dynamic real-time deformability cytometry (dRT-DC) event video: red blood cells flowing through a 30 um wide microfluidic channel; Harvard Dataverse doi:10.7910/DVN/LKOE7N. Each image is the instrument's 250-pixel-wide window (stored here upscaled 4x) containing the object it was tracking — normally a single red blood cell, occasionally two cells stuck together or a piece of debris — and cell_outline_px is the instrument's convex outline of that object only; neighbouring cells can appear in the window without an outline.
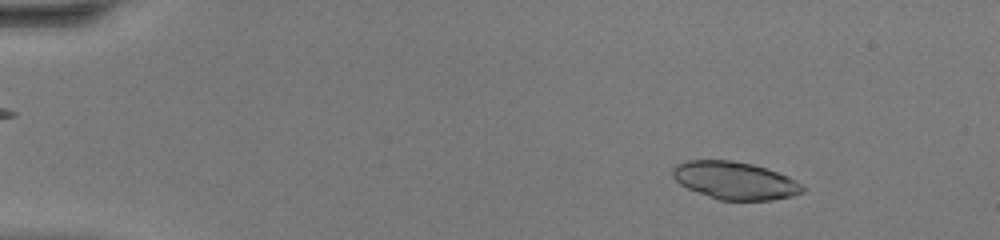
{"species": "common noctule bat (a hibernating species)", "species_latin": "Nyctalus noctula", "temperature_condition": "warm", "stored_images_in_passage": 45, "camera_frame_rate_fps": 3000, "um_per_image_px": 0.085, "animal": {"sex": "female", "body_mass_g": 20.0, "forearm_length_mm": 54.0}, "frame": {"image": 1, "passage_image": 5, "time_ms": 1.333, "image_size_px": [1000, 240], "cell_outline_px": [[804, 192], [792, 196], [772, 200], [720, 200], [688, 188], [680, 184], [672, 176], [672, 168], [676, 164], [688, 160], [732, 160], [752, 164], [788, 176], [800, 184], [804, 188]], "centroid_in_image_um": [62.45, 15.34], "position_along_channel_um": 22.6, "area_um2": 28.26}}